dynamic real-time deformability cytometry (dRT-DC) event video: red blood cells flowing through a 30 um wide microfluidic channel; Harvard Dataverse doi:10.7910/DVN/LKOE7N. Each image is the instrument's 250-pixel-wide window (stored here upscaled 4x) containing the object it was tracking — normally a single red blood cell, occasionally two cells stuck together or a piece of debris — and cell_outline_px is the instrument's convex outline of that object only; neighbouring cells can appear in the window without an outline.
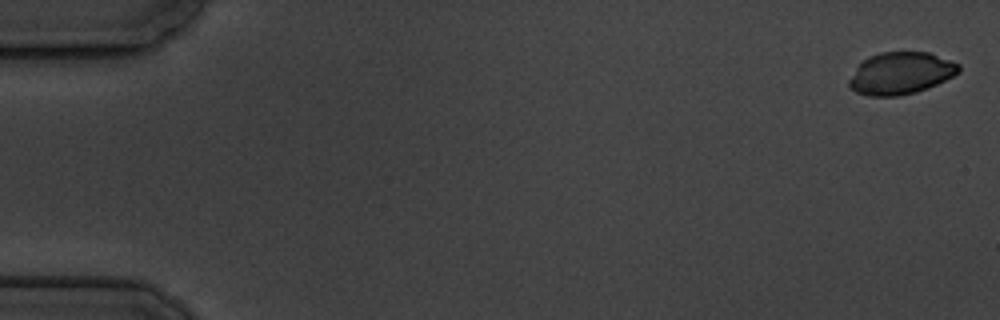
{"species": "common noctule bat (a hibernating species)", "species_latin": "Nyctalus noctula", "temperature_condition": "cold", "stored_images_in_passage": 3, "camera_frame_rate_fps": 3000, "um_per_image_px": 0.085, "animal": {"sex": "male", "body_mass_g": 19.5, "forearm_length_mm": 54.6}, "frame": {"image": 1, "passage_image": 1, "time_ms": 0.0, "image_size_px": [1000, 320], "cell_outline_px": [[960, 72], [928, 88], [916, 92], [900, 96], [868, 96], [856, 92], [848, 84], [848, 80], [856, 68], [868, 56], [880, 52], [928, 52], [960, 64]], "centroid_in_image_um": [76.55, 6.23], "position_along_channel_um": 8.4, "area_um2": 26.82}}